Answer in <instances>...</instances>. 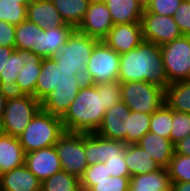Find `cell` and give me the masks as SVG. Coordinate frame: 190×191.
Listing matches in <instances>:
<instances>
[{"mask_svg": "<svg viewBox=\"0 0 190 191\" xmlns=\"http://www.w3.org/2000/svg\"><path fill=\"white\" fill-rule=\"evenodd\" d=\"M130 177L110 176L103 181H80L81 189L86 191H128Z\"/></svg>", "mask_w": 190, "mask_h": 191, "instance_id": "obj_33", "label": "cell"}, {"mask_svg": "<svg viewBox=\"0 0 190 191\" xmlns=\"http://www.w3.org/2000/svg\"><path fill=\"white\" fill-rule=\"evenodd\" d=\"M65 133L61 117L40 109L18 140L25 153L54 146Z\"/></svg>", "mask_w": 190, "mask_h": 191, "instance_id": "obj_4", "label": "cell"}, {"mask_svg": "<svg viewBox=\"0 0 190 191\" xmlns=\"http://www.w3.org/2000/svg\"><path fill=\"white\" fill-rule=\"evenodd\" d=\"M160 48L168 82L190 80V36L182 35Z\"/></svg>", "mask_w": 190, "mask_h": 191, "instance_id": "obj_9", "label": "cell"}, {"mask_svg": "<svg viewBox=\"0 0 190 191\" xmlns=\"http://www.w3.org/2000/svg\"><path fill=\"white\" fill-rule=\"evenodd\" d=\"M183 0H153L143 13H155L164 16H173Z\"/></svg>", "mask_w": 190, "mask_h": 191, "instance_id": "obj_37", "label": "cell"}, {"mask_svg": "<svg viewBox=\"0 0 190 191\" xmlns=\"http://www.w3.org/2000/svg\"><path fill=\"white\" fill-rule=\"evenodd\" d=\"M125 148L123 141L107 139L96 133H84V151L88 165L104 163L112 156H121Z\"/></svg>", "mask_w": 190, "mask_h": 191, "instance_id": "obj_13", "label": "cell"}, {"mask_svg": "<svg viewBox=\"0 0 190 191\" xmlns=\"http://www.w3.org/2000/svg\"><path fill=\"white\" fill-rule=\"evenodd\" d=\"M98 41L75 29L53 57L62 69L78 70L84 76L87 71V62Z\"/></svg>", "mask_w": 190, "mask_h": 191, "instance_id": "obj_7", "label": "cell"}, {"mask_svg": "<svg viewBox=\"0 0 190 191\" xmlns=\"http://www.w3.org/2000/svg\"><path fill=\"white\" fill-rule=\"evenodd\" d=\"M5 135L2 118H0V138Z\"/></svg>", "mask_w": 190, "mask_h": 191, "instance_id": "obj_48", "label": "cell"}, {"mask_svg": "<svg viewBox=\"0 0 190 191\" xmlns=\"http://www.w3.org/2000/svg\"><path fill=\"white\" fill-rule=\"evenodd\" d=\"M152 2L153 0H138V3L143 10L148 9V7L151 5Z\"/></svg>", "mask_w": 190, "mask_h": 191, "instance_id": "obj_46", "label": "cell"}, {"mask_svg": "<svg viewBox=\"0 0 190 191\" xmlns=\"http://www.w3.org/2000/svg\"><path fill=\"white\" fill-rule=\"evenodd\" d=\"M172 120L173 110L164 103L157 111L151 114L149 131L170 139Z\"/></svg>", "mask_w": 190, "mask_h": 191, "instance_id": "obj_32", "label": "cell"}, {"mask_svg": "<svg viewBox=\"0 0 190 191\" xmlns=\"http://www.w3.org/2000/svg\"><path fill=\"white\" fill-rule=\"evenodd\" d=\"M174 154L190 155V135L174 144Z\"/></svg>", "mask_w": 190, "mask_h": 191, "instance_id": "obj_42", "label": "cell"}, {"mask_svg": "<svg viewBox=\"0 0 190 191\" xmlns=\"http://www.w3.org/2000/svg\"><path fill=\"white\" fill-rule=\"evenodd\" d=\"M27 19L43 30L67 25L51 0H35L29 4Z\"/></svg>", "mask_w": 190, "mask_h": 191, "instance_id": "obj_18", "label": "cell"}, {"mask_svg": "<svg viewBox=\"0 0 190 191\" xmlns=\"http://www.w3.org/2000/svg\"><path fill=\"white\" fill-rule=\"evenodd\" d=\"M121 101L132 111L152 114L165 103V89L145 81L121 83Z\"/></svg>", "mask_w": 190, "mask_h": 191, "instance_id": "obj_6", "label": "cell"}, {"mask_svg": "<svg viewBox=\"0 0 190 191\" xmlns=\"http://www.w3.org/2000/svg\"><path fill=\"white\" fill-rule=\"evenodd\" d=\"M8 96H9V93H7L6 91H3L0 88V118H2V116H3V112L5 109V105H6Z\"/></svg>", "mask_w": 190, "mask_h": 191, "instance_id": "obj_45", "label": "cell"}, {"mask_svg": "<svg viewBox=\"0 0 190 191\" xmlns=\"http://www.w3.org/2000/svg\"><path fill=\"white\" fill-rule=\"evenodd\" d=\"M102 41L120 55L129 52L143 41L142 25L141 23L113 25Z\"/></svg>", "mask_w": 190, "mask_h": 191, "instance_id": "obj_15", "label": "cell"}, {"mask_svg": "<svg viewBox=\"0 0 190 191\" xmlns=\"http://www.w3.org/2000/svg\"><path fill=\"white\" fill-rule=\"evenodd\" d=\"M141 25L143 40L153 42L159 46L172 42L182 36L173 16L143 13Z\"/></svg>", "mask_w": 190, "mask_h": 191, "instance_id": "obj_11", "label": "cell"}, {"mask_svg": "<svg viewBox=\"0 0 190 191\" xmlns=\"http://www.w3.org/2000/svg\"><path fill=\"white\" fill-rule=\"evenodd\" d=\"M24 57H19V55L13 51L10 55L4 71L0 73V88L9 94H15V82L18 77V73L24 67Z\"/></svg>", "mask_w": 190, "mask_h": 191, "instance_id": "obj_29", "label": "cell"}, {"mask_svg": "<svg viewBox=\"0 0 190 191\" xmlns=\"http://www.w3.org/2000/svg\"><path fill=\"white\" fill-rule=\"evenodd\" d=\"M66 24L77 28L91 0H51Z\"/></svg>", "mask_w": 190, "mask_h": 191, "instance_id": "obj_27", "label": "cell"}, {"mask_svg": "<svg viewBox=\"0 0 190 191\" xmlns=\"http://www.w3.org/2000/svg\"><path fill=\"white\" fill-rule=\"evenodd\" d=\"M112 27L113 22L106 3L103 0H91L82 22L76 29L101 41Z\"/></svg>", "mask_w": 190, "mask_h": 191, "instance_id": "obj_12", "label": "cell"}, {"mask_svg": "<svg viewBox=\"0 0 190 191\" xmlns=\"http://www.w3.org/2000/svg\"><path fill=\"white\" fill-rule=\"evenodd\" d=\"M104 164L110 176L113 177H131L125 162L124 153L121 156H112Z\"/></svg>", "mask_w": 190, "mask_h": 191, "instance_id": "obj_39", "label": "cell"}, {"mask_svg": "<svg viewBox=\"0 0 190 191\" xmlns=\"http://www.w3.org/2000/svg\"><path fill=\"white\" fill-rule=\"evenodd\" d=\"M84 83L78 70L62 69L54 57L43 58L35 98L41 103V109L62 118Z\"/></svg>", "mask_w": 190, "mask_h": 191, "instance_id": "obj_2", "label": "cell"}, {"mask_svg": "<svg viewBox=\"0 0 190 191\" xmlns=\"http://www.w3.org/2000/svg\"><path fill=\"white\" fill-rule=\"evenodd\" d=\"M54 146L62 170L80 179L89 166L84 151V133L65 132Z\"/></svg>", "mask_w": 190, "mask_h": 191, "instance_id": "obj_10", "label": "cell"}, {"mask_svg": "<svg viewBox=\"0 0 190 191\" xmlns=\"http://www.w3.org/2000/svg\"><path fill=\"white\" fill-rule=\"evenodd\" d=\"M19 57H24V67L18 73L15 82V94L29 95L35 97V85L41 73L43 58L31 50H14Z\"/></svg>", "mask_w": 190, "mask_h": 191, "instance_id": "obj_17", "label": "cell"}, {"mask_svg": "<svg viewBox=\"0 0 190 191\" xmlns=\"http://www.w3.org/2000/svg\"><path fill=\"white\" fill-rule=\"evenodd\" d=\"M151 114L143 112H130L128 130L126 132V145L136 144L147 132H149Z\"/></svg>", "mask_w": 190, "mask_h": 191, "instance_id": "obj_31", "label": "cell"}, {"mask_svg": "<svg viewBox=\"0 0 190 191\" xmlns=\"http://www.w3.org/2000/svg\"><path fill=\"white\" fill-rule=\"evenodd\" d=\"M1 191H41V181L25 166L0 175Z\"/></svg>", "mask_w": 190, "mask_h": 191, "instance_id": "obj_20", "label": "cell"}, {"mask_svg": "<svg viewBox=\"0 0 190 191\" xmlns=\"http://www.w3.org/2000/svg\"><path fill=\"white\" fill-rule=\"evenodd\" d=\"M173 18L182 35L190 36V2L183 0Z\"/></svg>", "mask_w": 190, "mask_h": 191, "instance_id": "obj_38", "label": "cell"}, {"mask_svg": "<svg viewBox=\"0 0 190 191\" xmlns=\"http://www.w3.org/2000/svg\"><path fill=\"white\" fill-rule=\"evenodd\" d=\"M120 54L108 47L102 40L98 41L87 62V71L83 76L91 84L118 81Z\"/></svg>", "mask_w": 190, "mask_h": 191, "instance_id": "obj_8", "label": "cell"}, {"mask_svg": "<svg viewBox=\"0 0 190 191\" xmlns=\"http://www.w3.org/2000/svg\"><path fill=\"white\" fill-rule=\"evenodd\" d=\"M136 144L144 149L160 168H168L174 154V144L170 139L149 131Z\"/></svg>", "mask_w": 190, "mask_h": 191, "instance_id": "obj_19", "label": "cell"}, {"mask_svg": "<svg viewBox=\"0 0 190 191\" xmlns=\"http://www.w3.org/2000/svg\"><path fill=\"white\" fill-rule=\"evenodd\" d=\"M75 29L74 26L67 24L39 32L38 55L42 58L53 57Z\"/></svg>", "mask_w": 190, "mask_h": 191, "instance_id": "obj_21", "label": "cell"}, {"mask_svg": "<svg viewBox=\"0 0 190 191\" xmlns=\"http://www.w3.org/2000/svg\"><path fill=\"white\" fill-rule=\"evenodd\" d=\"M27 19V6L15 0H0V20L18 25Z\"/></svg>", "mask_w": 190, "mask_h": 191, "instance_id": "obj_34", "label": "cell"}, {"mask_svg": "<svg viewBox=\"0 0 190 191\" xmlns=\"http://www.w3.org/2000/svg\"><path fill=\"white\" fill-rule=\"evenodd\" d=\"M164 102L173 111L190 114V80L170 83L165 89Z\"/></svg>", "mask_w": 190, "mask_h": 191, "instance_id": "obj_26", "label": "cell"}, {"mask_svg": "<svg viewBox=\"0 0 190 191\" xmlns=\"http://www.w3.org/2000/svg\"><path fill=\"white\" fill-rule=\"evenodd\" d=\"M25 151L18 137L4 135L0 138V175L21 167L25 162Z\"/></svg>", "mask_w": 190, "mask_h": 191, "instance_id": "obj_22", "label": "cell"}, {"mask_svg": "<svg viewBox=\"0 0 190 191\" xmlns=\"http://www.w3.org/2000/svg\"><path fill=\"white\" fill-rule=\"evenodd\" d=\"M171 191H190V181L189 182H180L172 183Z\"/></svg>", "mask_w": 190, "mask_h": 191, "instance_id": "obj_44", "label": "cell"}, {"mask_svg": "<svg viewBox=\"0 0 190 191\" xmlns=\"http://www.w3.org/2000/svg\"><path fill=\"white\" fill-rule=\"evenodd\" d=\"M119 102H121L119 81L97 85L85 82L61 118L65 132L95 133L103 122L106 110Z\"/></svg>", "mask_w": 190, "mask_h": 191, "instance_id": "obj_1", "label": "cell"}, {"mask_svg": "<svg viewBox=\"0 0 190 191\" xmlns=\"http://www.w3.org/2000/svg\"><path fill=\"white\" fill-rule=\"evenodd\" d=\"M190 135V114L173 111L170 140L173 144Z\"/></svg>", "mask_w": 190, "mask_h": 191, "instance_id": "obj_36", "label": "cell"}, {"mask_svg": "<svg viewBox=\"0 0 190 191\" xmlns=\"http://www.w3.org/2000/svg\"><path fill=\"white\" fill-rule=\"evenodd\" d=\"M111 14L113 25L141 23L144 10L138 0H103Z\"/></svg>", "mask_w": 190, "mask_h": 191, "instance_id": "obj_24", "label": "cell"}, {"mask_svg": "<svg viewBox=\"0 0 190 191\" xmlns=\"http://www.w3.org/2000/svg\"><path fill=\"white\" fill-rule=\"evenodd\" d=\"M15 25L0 20V46L14 47Z\"/></svg>", "mask_w": 190, "mask_h": 191, "instance_id": "obj_41", "label": "cell"}, {"mask_svg": "<svg viewBox=\"0 0 190 191\" xmlns=\"http://www.w3.org/2000/svg\"><path fill=\"white\" fill-rule=\"evenodd\" d=\"M167 171L169 173L171 183L189 182L190 181V155L183 156L173 154Z\"/></svg>", "mask_w": 190, "mask_h": 191, "instance_id": "obj_35", "label": "cell"}, {"mask_svg": "<svg viewBox=\"0 0 190 191\" xmlns=\"http://www.w3.org/2000/svg\"><path fill=\"white\" fill-rule=\"evenodd\" d=\"M124 158L131 177L161 169L156 161L138 144H127Z\"/></svg>", "mask_w": 190, "mask_h": 191, "instance_id": "obj_23", "label": "cell"}, {"mask_svg": "<svg viewBox=\"0 0 190 191\" xmlns=\"http://www.w3.org/2000/svg\"><path fill=\"white\" fill-rule=\"evenodd\" d=\"M39 26L26 19L15 26V49L31 50L38 55Z\"/></svg>", "mask_w": 190, "mask_h": 191, "instance_id": "obj_28", "label": "cell"}, {"mask_svg": "<svg viewBox=\"0 0 190 191\" xmlns=\"http://www.w3.org/2000/svg\"><path fill=\"white\" fill-rule=\"evenodd\" d=\"M110 177L107 166L104 163L89 165L84 171L80 181H103Z\"/></svg>", "mask_w": 190, "mask_h": 191, "instance_id": "obj_40", "label": "cell"}, {"mask_svg": "<svg viewBox=\"0 0 190 191\" xmlns=\"http://www.w3.org/2000/svg\"><path fill=\"white\" fill-rule=\"evenodd\" d=\"M118 81L120 83L145 81L166 89L170 83L160 46L143 40L135 49L121 54Z\"/></svg>", "mask_w": 190, "mask_h": 191, "instance_id": "obj_3", "label": "cell"}, {"mask_svg": "<svg viewBox=\"0 0 190 191\" xmlns=\"http://www.w3.org/2000/svg\"><path fill=\"white\" fill-rule=\"evenodd\" d=\"M41 109V103L33 96L9 94L2 116L6 135L18 137Z\"/></svg>", "mask_w": 190, "mask_h": 191, "instance_id": "obj_5", "label": "cell"}, {"mask_svg": "<svg viewBox=\"0 0 190 191\" xmlns=\"http://www.w3.org/2000/svg\"><path fill=\"white\" fill-rule=\"evenodd\" d=\"M24 165L41 182L62 170L55 146L26 153Z\"/></svg>", "mask_w": 190, "mask_h": 191, "instance_id": "obj_16", "label": "cell"}, {"mask_svg": "<svg viewBox=\"0 0 190 191\" xmlns=\"http://www.w3.org/2000/svg\"><path fill=\"white\" fill-rule=\"evenodd\" d=\"M171 179L167 169L130 177L128 191H171Z\"/></svg>", "mask_w": 190, "mask_h": 191, "instance_id": "obj_25", "label": "cell"}, {"mask_svg": "<svg viewBox=\"0 0 190 191\" xmlns=\"http://www.w3.org/2000/svg\"><path fill=\"white\" fill-rule=\"evenodd\" d=\"M80 179L61 170L41 182V191H80Z\"/></svg>", "mask_w": 190, "mask_h": 191, "instance_id": "obj_30", "label": "cell"}, {"mask_svg": "<svg viewBox=\"0 0 190 191\" xmlns=\"http://www.w3.org/2000/svg\"><path fill=\"white\" fill-rule=\"evenodd\" d=\"M15 1H19V4H23L25 6H28L29 4H31L35 0H15Z\"/></svg>", "mask_w": 190, "mask_h": 191, "instance_id": "obj_47", "label": "cell"}, {"mask_svg": "<svg viewBox=\"0 0 190 191\" xmlns=\"http://www.w3.org/2000/svg\"><path fill=\"white\" fill-rule=\"evenodd\" d=\"M15 50V47H5L0 46V73L4 71L6 62L8 61L10 55Z\"/></svg>", "mask_w": 190, "mask_h": 191, "instance_id": "obj_43", "label": "cell"}, {"mask_svg": "<svg viewBox=\"0 0 190 191\" xmlns=\"http://www.w3.org/2000/svg\"><path fill=\"white\" fill-rule=\"evenodd\" d=\"M131 109L123 102L115 104L106 110L103 122L95 132L98 136L120 140L126 144V132L128 130Z\"/></svg>", "mask_w": 190, "mask_h": 191, "instance_id": "obj_14", "label": "cell"}]
</instances>
